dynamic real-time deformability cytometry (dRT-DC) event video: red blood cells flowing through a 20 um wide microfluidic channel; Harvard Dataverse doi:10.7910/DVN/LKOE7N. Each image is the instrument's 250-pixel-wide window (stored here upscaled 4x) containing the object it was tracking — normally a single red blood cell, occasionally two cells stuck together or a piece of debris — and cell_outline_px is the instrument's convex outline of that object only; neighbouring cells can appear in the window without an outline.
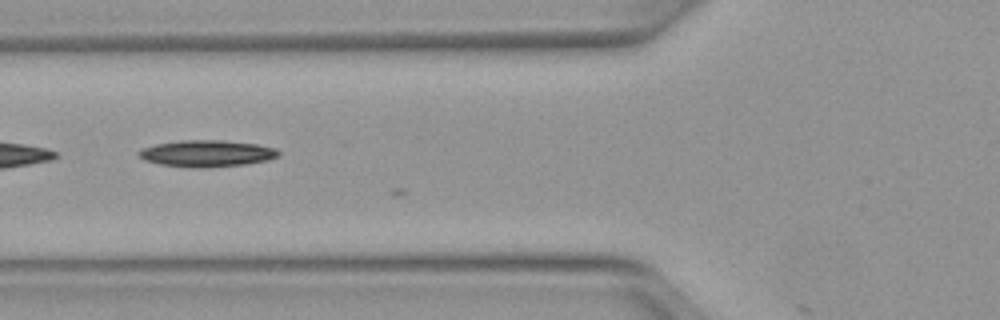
{"species": "Egyptian fruit bat (a non-hibernating species)", "species_latin": "Rousettus aegyptiacus", "temperature_condition": "warm", "stored_images_in_passage": 8, "camera_frame_rate_fps": 3000, "um_per_image_px": 0.085, "animal": {"sex": "female"}, "frame": {"image": 1, "passage_image": 7, "time_ms": 2.0, "image_size_px": [1000, 320], "cell_outline_px": [[280, 156], [268, 160], [244, 164], [200, 168], [160, 164], [144, 160], [136, 152], [140, 148], [156, 144], [180, 140], [224, 140], [256, 144], [276, 148], [280, 152]], "centroid_in_image_um": [17.58, 13.03], "position_along_channel_um": 108.2, "area_um2": 21.68}}